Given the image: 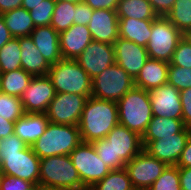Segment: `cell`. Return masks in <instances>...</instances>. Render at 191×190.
Returning <instances> with one entry per match:
<instances>
[{"mask_svg": "<svg viewBox=\"0 0 191 190\" xmlns=\"http://www.w3.org/2000/svg\"><path fill=\"white\" fill-rule=\"evenodd\" d=\"M0 173L33 183L39 187L40 158L14 133L1 139Z\"/></svg>", "mask_w": 191, "mask_h": 190, "instance_id": "1", "label": "cell"}, {"mask_svg": "<svg viewBox=\"0 0 191 190\" xmlns=\"http://www.w3.org/2000/svg\"><path fill=\"white\" fill-rule=\"evenodd\" d=\"M98 157L111 170L124 169L143 150L142 137L121 124H117L103 139L92 142Z\"/></svg>", "mask_w": 191, "mask_h": 190, "instance_id": "2", "label": "cell"}, {"mask_svg": "<svg viewBox=\"0 0 191 190\" xmlns=\"http://www.w3.org/2000/svg\"><path fill=\"white\" fill-rule=\"evenodd\" d=\"M119 123L117 102L89 96L79 122L83 142L103 139Z\"/></svg>", "mask_w": 191, "mask_h": 190, "instance_id": "3", "label": "cell"}, {"mask_svg": "<svg viewBox=\"0 0 191 190\" xmlns=\"http://www.w3.org/2000/svg\"><path fill=\"white\" fill-rule=\"evenodd\" d=\"M39 188L47 190H82V182L69 155L40 159Z\"/></svg>", "mask_w": 191, "mask_h": 190, "instance_id": "4", "label": "cell"}, {"mask_svg": "<svg viewBox=\"0 0 191 190\" xmlns=\"http://www.w3.org/2000/svg\"><path fill=\"white\" fill-rule=\"evenodd\" d=\"M117 106L119 124L142 137L153 116L149 91L134 86L117 102Z\"/></svg>", "mask_w": 191, "mask_h": 190, "instance_id": "5", "label": "cell"}, {"mask_svg": "<svg viewBox=\"0 0 191 190\" xmlns=\"http://www.w3.org/2000/svg\"><path fill=\"white\" fill-rule=\"evenodd\" d=\"M82 142L79 126L49 122L44 134L31 146L40 158L69 155Z\"/></svg>", "mask_w": 191, "mask_h": 190, "instance_id": "6", "label": "cell"}, {"mask_svg": "<svg viewBox=\"0 0 191 190\" xmlns=\"http://www.w3.org/2000/svg\"><path fill=\"white\" fill-rule=\"evenodd\" d=\"M47 76L55 87L56 93L91 95L92 79L73 59H61L53 65Z\"/></svg>", "mask_w": 191, "mask_h": 190, "instance_id": "7", "label": "cell"}, {"mask_svg": "<svg viewBox=\"0 0 191 190\" xmlns=\"http://www.w3.org/2000/svg\"><path fill=\"white\" fill-rule=\"evenodd\" d=\"M134 86V79L114 63L92 79L91 96L118 102Z\"/></svg>", "mask_w": 191, "mask_h": 190, "instance_id": "8", "label": "cell"}, {"mask_svg": "<svg viewBox=\"0 0 191 190\" xmlns=\"http://www.w3.org/2000/svg\"><path fill=\"white\" fill-rule=\"evenodd\" d=\"M69 156L80 176L82 190L90 189L111 171L98 157L92 143L82 141Z\"/></svg>", "mask_w": 191, "mask_h": 190, "instance_id": "9", "label": "cell"}, {"mask_svg": "<svg viewBox=\"0 0 191 190\" xmlns=\"http://www.w3.org/2000/svg\"><path fill=\"white\" fill-rule=\"evenodd\" d=\"M183 36L165 16H157L152 23L151 37L146 46L149 58L170 63Z\"/></svg>", "mask_w": 191, "mask_h": 190, "instance_id": "10", "label": "cell"}, {"mask_svg": "<svg viewBox=\"0 0 191 190\" xmlns=\"http://www.w3.org/2000/svg\"><path fill=\"white\" fill-rule=\"evenodd\" d=\"M89 96L91 95L56 93L46 111L49 122L78 126Z\"/></svg>", "mask_w": 191, "mask_h": 190, "instance_id": "11", "label": "cell"}, {"mask_svg": "<svg viewBox=\"0 0 191 190\" xmlns=\"http://www.w3.org/2000/svg\"><path fill=\"white\" fill-rule=\"evenodd\" d=\"M166 167L164 162L149 155L145 150H142L125 165L135 190H148Z\"/></svg>", "mask_w": 191, "mask_h": 190, "instance_id": "12", "label": "cell"}, {"mask_svg": "<svg viewBox=\"0 0 191 190\" xmlns=\"http://www.w3.org/2000/svg\"><path fill=\"white\" fill-rule=\"evenodd\" d=\"M55 95V87L47 75L34 76L21 96L24 112L46 113Z\"/></svg>", "mask_w": 191, "mask_h": 190, "instance_id": "13", "label": "cell"}, {"mask_svg": "<svg viewBox=\"0 0 191 190\" xmlns=\"http://www.w3.org/2000/svg\"><path fill=\"white\" fill-rule=\"evenodd\" d=\"M75 60L93 79L115 63L114 45L92 40Z\"/></svg>", "mask_w": 191, "mask_h": 190, "instance_id": "14", "label": "cell"}, {"mask_svg": "<svg viewBox=\"0 0 191 190\" xmlns=\"http://www.w3.org/2000/svg\"><path fill=\"white\" fill-rule=\"evenodd\" d=\"M190 133L185 127L180 133L149 142L143 150L166 165H177Z\"/></svg>", "mask_w": 191, "mask_h": 190, "instance_id": "15", "label": "cell"}, {"mask_svg": "<svg viewBox=\"0 0 191 190\" xmlns=\"http://www.w3.org/2000/svg\"><path fill=\"white\" fill-rule=\"evenodd\" d=\"M115 63L135 79L145 62L149 59L146 47L122 37L114 42Z\"/></svg>", "mask_w": 191, "mask_h": 190, "instance_id": "16", "label": "cell"}, {"mask_svg": "<svg viewBox=\"0 0 191 190\" xmlns=\"http://www.w3.org/2000/svg\"><path fill=\"white\" fill-rule=\"evenodd\" d=\"M149 97L153 116L182 119L180 91L174 86L167 83L151 89Z\"/></svg>", "mask_w": 191, "mask_h": 190, "instance_id": "17", "label": "cell"}, {"mask_svg": "<svg viewBox=\"0 0 191 190\" xmlns=\"http://www.w3.org/2000/svg\"><path fill=\"white\" fill-rule=\"evenodd\" d=\"M88 28L92 40L114 44L119 37V19L116 11L95 9Z\"/></svg>", "mask_w": 191, "mask_h": 190, "instance_id": "18", "label": "cell"}, {"mask_svg": "<svg viewBox=\"0 0 191 190\" xmlns=\"http://www.w3.org/2000/svg\"><path fill=\"white\" fill-rule=\"evenodd\" d=\"M92 42L91 32L86 25L73 24L59 33L60 51L63 59L75 60Z\"/></svg>", "mask_w": 191, "mask_h": 190, "instance_id": "19", "label": "cell"}, {"mask_svg": "<svg viewBox=\"0 0 191 190\" xmlns=\"http://www.w3.org/2000/svg\"><path fill=\"white\" fill-rule=\"evenodd\" d=\"M30 37L49 65L63 59L60 51L59 33L51 25L35 27Z\"/></svg>", "mask_w": 191, "mask_h": 190, "instance_id": "20", "label": "cell"}, {"mask_svg": "<svg viewBox=\"0 0 191 190\" xmlns=\"http://www.w3.org/2000/svg\"><path fill=\"white\" fill-rule=\"evenodd\" d=\"M49 123L46 113H25L15 122L14 134L28 146H32Z\"/></svg>", "mask_w": 191, "mask_h": 190, "instance_id": "21", "label": "cell"}, {"mask_svg": "<svg viewBox=\"0 0 191 190\" xmlns=\"http://www.w3.org/2000/svg\"><path fill=\"white\" fill-rule=\"evenodd\" d=\"M169 63L149 58L134 79L136 87L150 91L167 84Z\"/></svg>", "mask_w": 191, "mask_h": 190, "instance_id": "22", "label": "cell"}, {"mask_svg": "<svg viewBox=\"0 0 191 190\" xmlns=\"http://www.w3.org/2000/svg\"><path fill=\"white\" fill-rule=\"evenodd\" d=\"M21 68L33 76L47 75L50 65L39 52L30 36L19 37Z\"/></svg>", "mask_w": 191, "mask_h": 190, "instance_id": "23", "label": "cell"}, {"mask_svg": "<svg viewBox=\"0 0 191 190\" xmlns=\"http://www.w3.org/2000/svg\"><path fill=\"white\" fill-rule=\"evenodd\" d=\"M185 128L182 119L152 116L142 136L143 148L151 141L180 133Z\"/></svg>", "mask_w": 191, "mask_h": 190, "instance_id": "24", "label": "cell"}, {"mask_svg": "<svg viewBox=\"0 0 191 190\" xmlns=\"http://www.w3.org/2000/svg\"><path fill=\"white\" fill-rule=\"evenodd\" d=\"M119 19V37L147 46L151 37L152 23L154 20H139L133 18Z\"/></svg>", "mask_w": 191, "mask_h": 190, "instance_id": "25", "label": "cell"}, {"mask_svg": "<svg viewBox=\"0 0 191 190\" xmlns=\"http://www.w3.org/2000/svg\"><path fill=\"white\" fill-rule=\"evenodd\" d=\"M2 17L11 35L15 38L30 36L35 29L29 11L23 7L7 11L2 14Z\"/></svg>", "mask_w": 191, "mask_h": 190, "instance_id": "26", "label": "cell"}, {"mask_svg": "<svg viewBox=\"0 0 191 190\" xmlns=\"http://www.w3.org/2000/svg\"><path fill=\"white\" fill-rule=\"evenodd\" d=\"M33 77L22 68L0 73V91L21 98Z\"/></svg>", "mask_w": 191, "mask_h": 190, "instance_id": "27", "label": "cell"}, {"mask_svg": "<svg viewBox=\"0 0 191 190\" xmlns=\"http://www.w3.org/2000/svg\"><path fill=\"white\" fill-rule=\"evenodd\" d=\"M118 18L154 20L157 14L148 0H119L116 9Z\"/></svg>", "mask_w": 191, "mask_h": 190, "instance_id": "28", "label": "cell"}, {"mask_svg": "<svg viewBox=\"0 0 191 190\" xmlns=\"http://www.w3.org/2000/svg\"><path fill=\"white\" fill-rule=\"evenodd\" d=\"M165 17L185 35L191 29V0H176Z\"/></svg>", "mask_w": 191, "mask_h": 190, "instance_id": "29", "label": "cell"}, {"mask_svg": "<svg viewBox=\"0 0 191 190\" xmlns=\"http://www.w3.org/2000/svg\"><path fill=\"white\" fill-rule=\"evenodd\" d=\"M76 4L74 2L56 1L50 25L57 33L66 31L74 24Z\"/></svg>", "mask_w": 191, "mask_h": 190, "instance_id": "30", "label": "cell"}, {"mask_svg": "<svg viewBox=\"0 0 191 190\" xmlns=\"http://www.w3.org/2000/svg\"><path fill=\"white\" fill-rule=\"evenodd\" d=\"M21 68V48L19 37H13L0 48V73Z\"/></svg>", "mask_w": 191, "mask_h": 190, "instance_id": "31", "label": "cell"}, {"mask_svg": "<svg viewBox=\"0 0 191 190\" xmlns=\"http://www.w3.org/2000/svg\"><path fill=\"white\" fill-rule=\"evenodd\" d=\"M91 190H135L131 184L127 170H111L101 181L97 182Z\"/></svg>", "mask_w": 191, "mask_h": 190, "instance_id": "32", "label": "cell"}, {"mask_svg": "<svg viewBox=\"0 0 191 190\" xmlns=\"http://www.w3.org/2000/svg\"><path fill=\"white\" fill-rule=\"evenodd\" d=\"M25 114L21 98L0 91V116L16 122Z\"/></svg>", "mask_w": 191, "mask_h": 190, "instance_id": "33", "label": "cell"}, {"mask_svg": "<svg viewBox=\"0 0 191 190\" xmlns=\"http://www.w3.org/2000/svg\"><path fill=\"white\" fill-rule=\"evenodd\" d=\"M148 190H181L178 167L167 165Z\"/></svg>", "mask_w": 191, "mask_h": 190, "instance_id": "34", "label": "cell"}, {"mask_svg": "<svg viewBox=\"0 0 191 190\" xmlns=\"http://www.w3.org/2000/svg\"><path fill=\"white\" fill-rule=\"evenodd\" d=\"M55 5L56 0H43L40 4L33 6V9L29 13L35 27L51 24Z\"/></svg>", "mask_w": 191, "mask_h": 190, "instance_id": "35", "label": "cell"}, {"mask_svg": "<svg viewBox=\"0 0 191 190\" xmlns=\"http://www.w3.org/2000/svg\"><path fill=\"white\" fill-rule=\"evenodd\" d=\"M169 66L191 68V41L185 35L179 40Z\"/></svg>", "mask_w": 191, "mask_h": 190, "instance_id": "36", "label": "cell"}, {"mask_svg": "<svg viewBox=\"0 0 191 190\" xmlns=\"http://www.w3.org/2000/svg\"><path fill=\"white\" fill-rule=\"evenodd\" d=\"M167 83L179 91L191 88V68L169 66Z\"/></svg>", "mask_w": 191, "mask_h": 190, "instance_id": "37", "label": "cell"}, {"mask_svg": "<svg viewBox=\"0 0 191 190\" xmlns=\"http://www.w3.org/2000/svg\"><path fill=\"white\" fill-rule=\"evenodd\" d=\"M35 187L21 178L0 174V190H33Z\"/></svg>", "mask_w": 191, "mask_h": 190, "instance_id": "38", "label": "cell"}, {"mask_svg": "<svg viewBox=\"0 0 191 190\" xmlns=\"http://www.w3.org/2000/svg\"><path fill=\"white\" fill-rule=\"evenodd\" d=\"M182 120L185 127L191 129V88L180 91Z\"/></svg>", "mask_w": 191, "mask_h": 190, "instance_id": "39", "label": "cell"}, {"mask_svg": "<svg viewBox=\"0 0 191 190\" xmlns=\"http://www.w3.org/2000/svg\"><path fill=\"white\" fill-rule=\"evenodd\" d=\"M92 14H93V9L90 6H88L83 1L78 2L75 7L74 24L88 26V23L91 20Z\"/></svg>", "mask_w": 191, "mask_h": 190, "instance_id": "40", "label": "cell"}, {"mask_svg": "<svg viewBox=\"0 0 191 190\" xmlns=\"http://www.w3.org/2000/svg\"><path fill=\"white\" fill-rule=\"evenodd\" d=\"M157 16H166L176 0H148Z\"/></svg>", "mask_w": 191, "mask_h": 190, "instance_id": "41", "label": "cell"}, {"mask_svg": "<svg viewBox=\"0 0 191 190\" xmlns=\"http://www.w3.org/2000/svg\"><path fill=\"white\" fill-rule=\"evenodd\" d=\"M93 10L95 9H107L116 11L119 0H82Z\"/></svg>", "mask_w": 191, "mask_h": 190, "instance_id": "42", "label": "cell"}, {"mask_svg": "<svg viewBox=\"0 0 191 190\" xmlns=\"http://www.w3.org/2000/svg\"><path fill=\"white\" fill-rule=\"evenodd\" d=\"M176 166L178 168H183V167L191 168V133Z\"/></svg>", "mask_w": 191, "mask_h": 190, "instance_id": "43", "label": "cell"}, {"mask_svg": "<svg viewBox=\"0 0 191 190\" xmlns=\"http://www.w3.org/2000/svg\"><path fill=\"white\" fill-rule=\"evenodd\" d=\"M181 190H191V168H178Z\"/></svg>", "mask_w": 191, "mask_h": 190, "instance_id": "44", "label": "cell"}, {"mask_svg": "<svg viewBox=\"0 0 191 190\" xmlns=\"http://www.w3.org/2000/svg\"><path fill=\"white\" fill-rule=\"evenodd\" d=\"M15 122L5 120L0 116V139L10 136L14 133Z\"/></svg>", "mask_w": 191, "mask_h": 190, "instance_id": "45", "label": "cell"}, {"mask_svg": "<svg viewBox=\"0 0 191 190\" xmlns=\"http://www.w3.org/2000/svg\"><path fill=\"white\" fill-rule=\"evenodd\" d=\"M13 36L5 25L2 14H0V48H2Z\"/></svg>", "mask_w": 191, "mask_h": 190, "instance_id": "46", "label": "cell"}, {"mask_svg": "<svg viewBox=\"0 0 191 190\" xmlns=\"http://www.w3.org/2000/svg\"><path fill=\"white\" fill-rule=\"evenodd\" d=\"M23 0H0V14L22 7Z\"/></svg>", "mask_w": 191, "mask_h": 190, "instance_id": "47", "label": "cell"}, {"mask_svg": "<svg viewBox=\"0 0 191 190\" xmlns=\"http://www.w3.org/2000/svg\"><path fill=\"white\" fill-rule=\"evenodd\" d=\"M43 0H23L22 7L25 8L27 11H31L33 6L40 4Z\"/></svg>", "mask_w": 191, "mask_h": 190, "instance_id": "48", "label": "cell"}, {"mask_svg": "<svg viewBox=\"0 0 191 190\" xmlns=\"http://www.w3.org/2000/svg\"><path fill=\"white\" fill-rule=\"evenodd\" d=\"M56 1H67V2H74V3H78V2H81L82 0H56Z\"/></svg>", "mask_w": 191, "mask_h": 190, "instance_id": "49", "label": "cell"}, {"mask_svg": "<svg viewBox=\"0 0 191 190\" xmlns=\"http://www.w3.org/2000/svg\"><path fill=\"white\" fill-rule=\"evenodd\" d=\"M188 39H191V29L185 34Z\"/></svg>", "mask_w": 191, "mask_h": 190, "instance_id": "50", "label": "cell"}]
</instances>
